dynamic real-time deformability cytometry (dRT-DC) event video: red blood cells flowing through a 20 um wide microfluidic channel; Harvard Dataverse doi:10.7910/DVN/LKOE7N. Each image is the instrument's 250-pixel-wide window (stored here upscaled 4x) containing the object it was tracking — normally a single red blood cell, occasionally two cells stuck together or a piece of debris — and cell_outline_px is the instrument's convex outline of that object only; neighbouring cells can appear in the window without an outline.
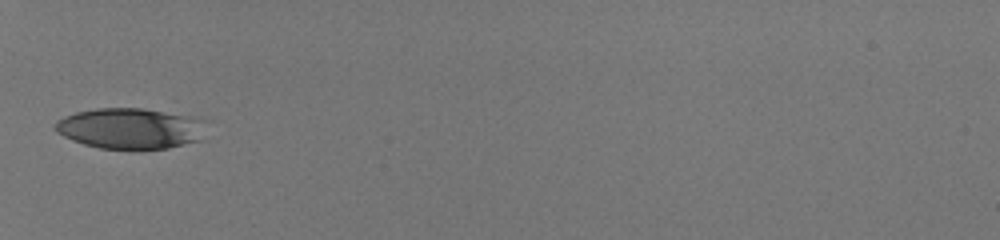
{"species": "human", "species_latin": "Homo sapiens", "temperature_condition": "room temperature", "stored_images_in_passage": 22, "camera_frame_rate_fps": 3000, "um_per_image_px": 0.085, "donor": {"sex": "male"}, "frame": {"image": 1, "passage_image": 1, "time_ms": 0.0, "image_size_px": [1000, 240], "cell_outline_px": [[200, 140], [168, 148], [100, 148], [84, 144], [72, 140], [56, 132], [52, 124], [56, 120], [64, 116], [76, 112], [96, 108], [144, 108], [192, 116]], "centroid_in_image_um": [10.86, 10.9], "position_along_channel_um": 74.1, "area_um2": 34.8}}
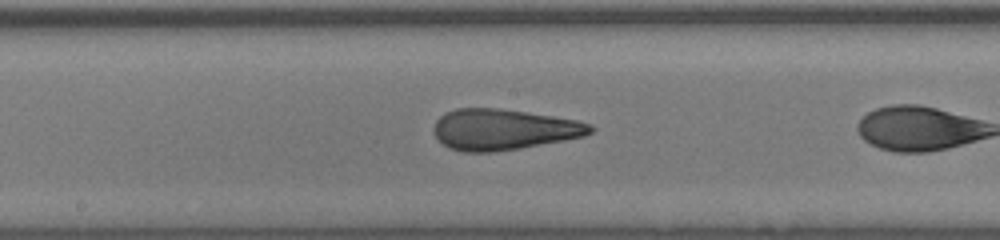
{"frame": {"image": 2, "passage_image": 9, "time_ms": 2.667, "image_size_px": [1000, 240], "cell_outline_px": [[596, 128], [592, 132], [584, 136], [564, 140], [520, 148], [492, 152], [464, 152], [448, 148], [432, 132], [432, 128], [436, 120], [444, 112], [456, 108], [500, 108], [528, 112], [576, 120], [592, 124]], "centroid_in_image_um": [42.78, 11.0], "position_along_channel_um": 205.4, "area_um2": 37.45}}
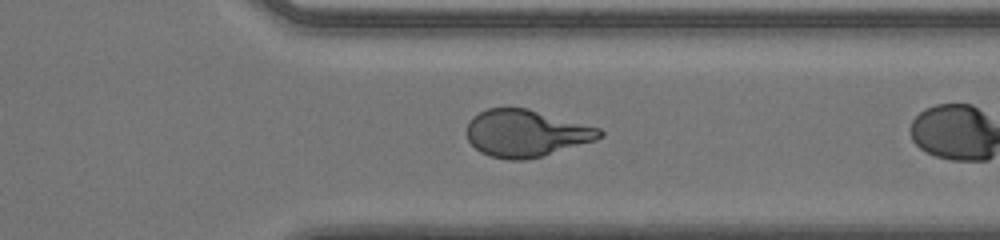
{"frame": {"image": 3, "passage_image": 21, "time_ms": 6.667, "image_size_px": [1000, 240], "cell_outline_px": [[604, 136], [596, 140], [540, 156], [524, 160], [508, 160], [492, 156], [480, 152], [468, 140], [464, 132], [468, 120], [472, 116], [488, 108], [528, 108], [600, 128], [604, 132]], "centroid_in_image_um": [44.68, 11.32], "position_along_channel_um": 366.7, "area_um2": 36.47}}